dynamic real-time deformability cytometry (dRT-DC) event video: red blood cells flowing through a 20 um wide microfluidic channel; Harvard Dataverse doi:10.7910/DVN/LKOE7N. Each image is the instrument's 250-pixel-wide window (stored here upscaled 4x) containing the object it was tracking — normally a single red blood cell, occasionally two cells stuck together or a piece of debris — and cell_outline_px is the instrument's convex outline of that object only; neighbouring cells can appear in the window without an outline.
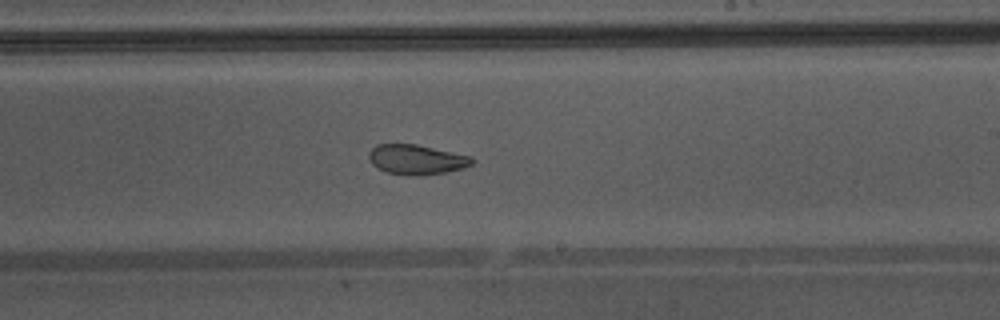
{"species": "Egyptian fruit bat (a non-hibernating species)", "species_latin": "Rousettus aegyptiacus", "temperature_condition": "warm", "stored_images_in_passage": 42, "camera_frame_rate_fps": 3000, "um_per_image_px": 0.085, "animal": {"sex": "male"}, "frame": {"image": 1, "passage_image": 24, "time_ms": 7.667, "image_size_px": [1000, 320], "cell_outline_px": [[476, 160], [472, 164], [464, 168], [444, 172], [416, 176], [388, 172], [372, 164], [368, 156], [368, 152], [376, 144], [416, 144], [472, 156]], "centroid_in_image_um": [35.43, 13.54], "position_along_channel_um": 253.6, "area_um2": 17.86}, "authors_computed_cell_mechanics": {"area_um2": 21.4438, "velocity_mm_per_s": 4.3324, "shape_relaxation_time_tau1_ms": null, "shape_relaxation_time_tau2_ms": 0.938, "deformation_change_tau1": null, "deformation_change_tau2": 0.0645}}